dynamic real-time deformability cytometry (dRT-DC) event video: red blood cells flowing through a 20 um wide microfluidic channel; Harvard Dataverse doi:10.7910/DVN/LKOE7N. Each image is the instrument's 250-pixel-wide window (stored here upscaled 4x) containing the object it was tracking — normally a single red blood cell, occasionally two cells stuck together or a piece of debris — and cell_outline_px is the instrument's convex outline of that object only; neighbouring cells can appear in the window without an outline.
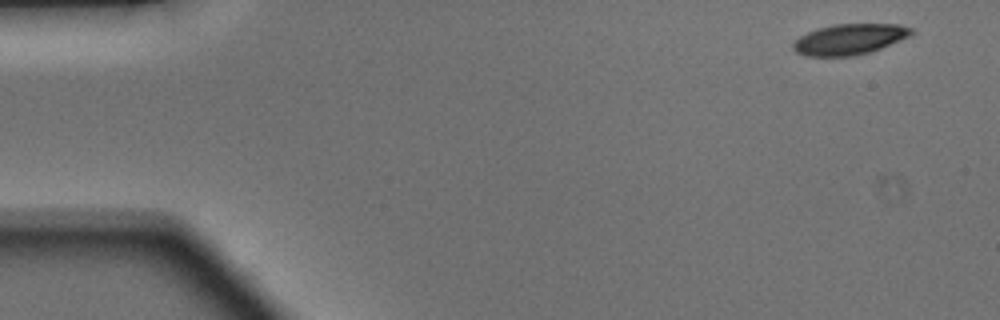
{"species": "Egyptian fruit bat (a non-hibernating species)", "species_latin": "Rousettus aegyptiacus", "temperature_condition": "warm", "stored_images_in_passage": 47, "camera_frame_rate_fps": 3000, "um_per_image_px": 0.085, "animal": {"sex": "male"}, "frame": {"image": 1, "passage_image": 1, "time_ms": 0.0, "image_size_px": [1000, 320], "cell_outline_px": [[916, 32], [912, 36], [880, 48], [868, 52], [852, 56], [804, 56], [796, 52], [792, 48], [792, 44], [800, 36], [816, 28], [832, 24], [900, 24], [912, 28]], "centroid_in_image_um": [72.22, 3.33], "position_along_channel_um": 12.8, "area_um2": 21.33}}
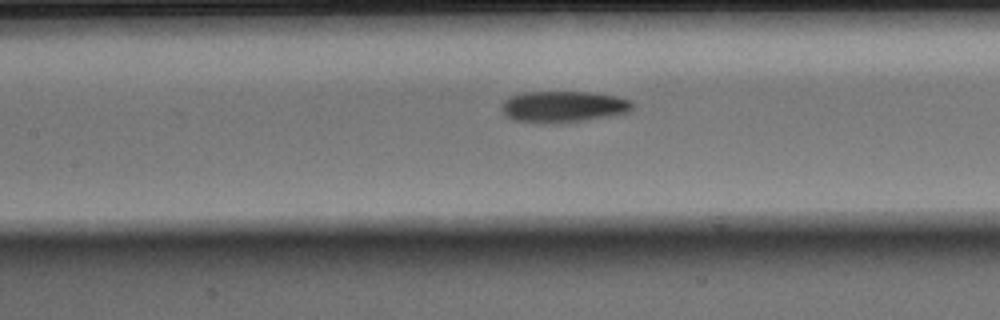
{"frame": {"image": 2, "passage_image": 20, "time_ms": 6.333, "image_size_px": [1000, 320], "cell_outline_px": [[632, 112], [612, 116], [584, 120], [544, 124], [512, 120], [500, 108], [500, 104], [508, 96], [524, 92], [588, 92], [616, 96], [632, 100]], "centroid_in_image_um": [47.87, 9.07], "position_along_channel_um": 159.5, "area_um2": 24.16}}
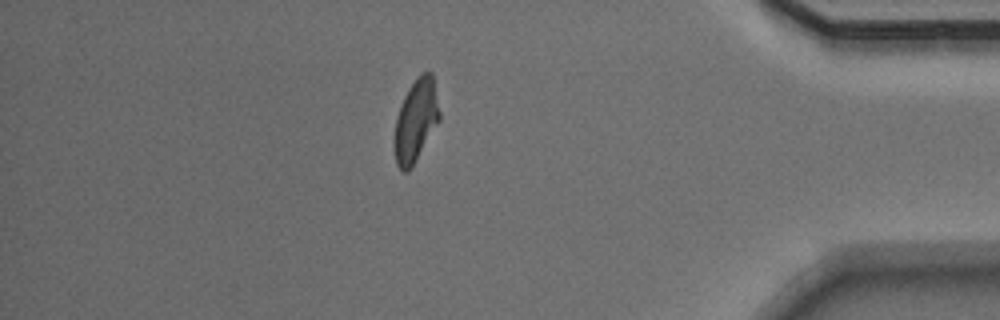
{"frame": {"image": 3, "passage_image": 40, "time_ms": 13.0, "image_size_px": [1000, 320], "cell_outline_px": [[440, 120], [412, 168], [408, 172], [404, 172], [396, 164], [392, 144], [392, 140], [396, 116], [404, 96], [408, 88], [416, 76], [420, 72], [432, 72], [440, 112]], "centroid_in_image_um": [35.32, 10.27], "position_along_channel_um": 399.9, "area_um2": 22.25}}